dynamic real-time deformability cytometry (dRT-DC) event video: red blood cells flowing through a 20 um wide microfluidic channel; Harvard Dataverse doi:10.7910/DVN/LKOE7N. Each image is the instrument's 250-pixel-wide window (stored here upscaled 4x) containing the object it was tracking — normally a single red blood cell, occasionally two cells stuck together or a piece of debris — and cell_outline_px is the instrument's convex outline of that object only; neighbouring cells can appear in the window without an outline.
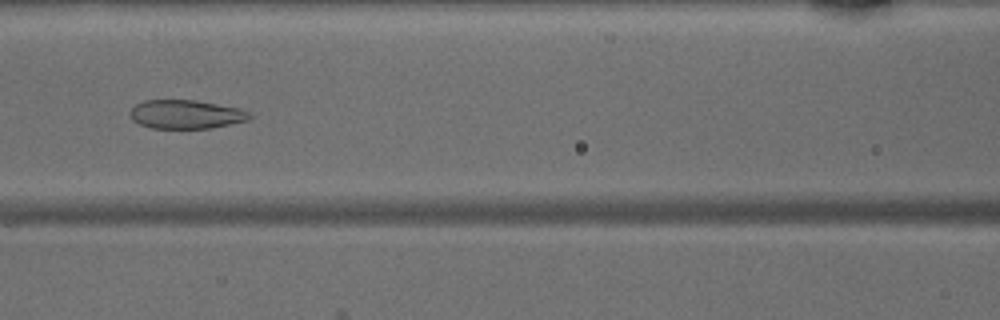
{"species": "common noctule bat (a hibernating species)", "species_latin": "Nyctalus noctula", "temperature_condition": "warm", "stored_images_in_passage": 48, "camera_frame_rate_fps": 3000, "um_per_image_px": 0.085, "animal": {"sex": "male", "body_mass_g": 15.6}, "frame": {"image": 1, "passage_image": 21, "time_ms": 6.667, "image_size_px": [1000, 320], "cell_outline_px": [[252, 116], [248, 120], [208, 128], [152, 128], [140, 124], [132, 120], [128, 112], [136, 104], [144, 100], [196, 100], [240, 108], [252, 112]], "centroid_in_image_um": [15.8, 9.71], "position_along_channel_um": 150.8, "area_um2": 20.06}}
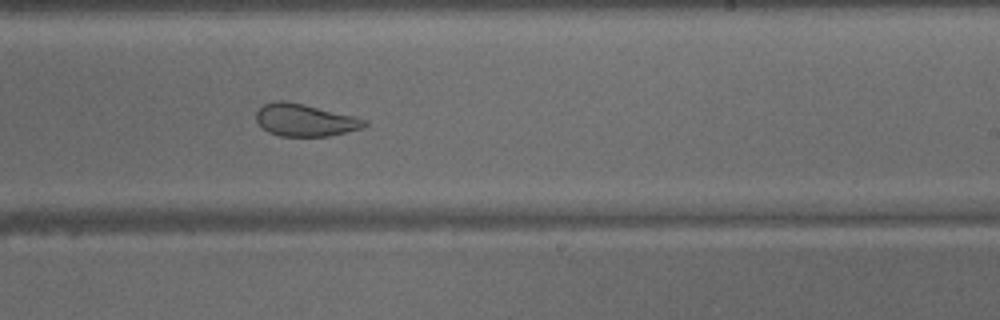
{"frame": {"image": 2, "passage_image": 29, "time_ms": 9.333, "image_size_px": [1000, 320], "cell_outline_px": [[368, 124], [360, 128], [328, 136], [280, 136], [268, 132], [256, 120], [256, 112], [264, 104], [276, 100], [284, 100], [304, 104], [356, 116], [368, 120]], "centroid_in_image_um": [25.92, 10.19], "position_along_channel_um": 263.1, "area_um2": 20.35}}
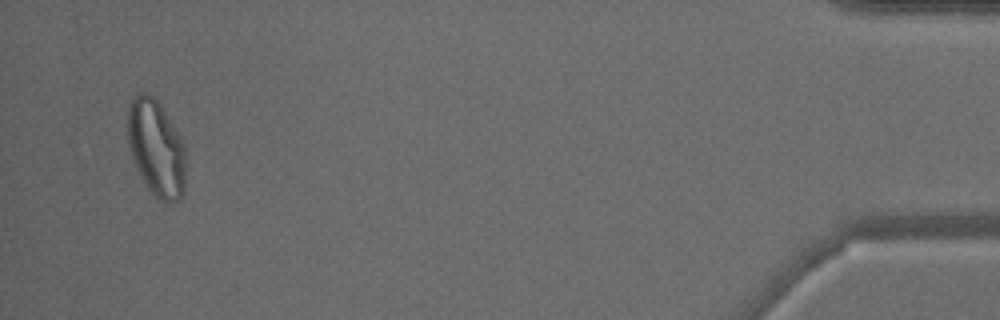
{"frame": {"image": 3, "passage_image": 46, "time_ms": 15.0, "image_size_px": [1000, 320], "cell_outline_px": [[184, 192], [180, 200], [164, 204], [148, 188], [140, 176], [136, 168], [128, 144], [128, 104], [132, 96], [136, 92], [144, 92], [152, 96], [160, 104], [180, 136], [184, 144]], "centroid_in_image_um": [13.26, 12.58], "position_along_channel_um": 421.9, "area_um2": 32.66}}